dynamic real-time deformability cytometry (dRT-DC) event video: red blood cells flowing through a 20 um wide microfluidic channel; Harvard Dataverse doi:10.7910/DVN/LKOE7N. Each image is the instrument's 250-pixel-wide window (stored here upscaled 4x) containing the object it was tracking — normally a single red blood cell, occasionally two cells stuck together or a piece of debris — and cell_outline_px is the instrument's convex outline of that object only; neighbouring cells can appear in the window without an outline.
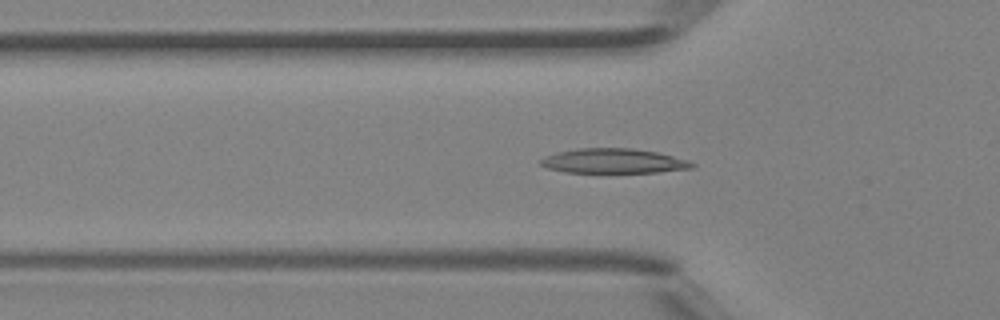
{"species": "Egyptian fruit bat (a non-hibernating species)", "species_latin": "Rousettus aegyptiacus", "temperature_condition": "room temperature", "stored_images_in_passage": 35, "camera_frame_rate_fps": 3000, "um_per_image_px": 0.085, "animal": {"sex": "female"}, "frame": {"image": 1, "passage_image": 11, "time_ms": 3.333, "image_size_px": [1000, 320], "cell_outline_px": [[696, 164], [692, 168], [656, 172], [564, 172], [548, 168], [540, 164], [540, 160], [544, 156], [556, 152], [576, 148], [632, 148], [656, 152], [688, 160]], "centroid_in_image_um": [52.11, 13.67], "position_along_channel_um": 73.7, "area_um2": 21.68}}
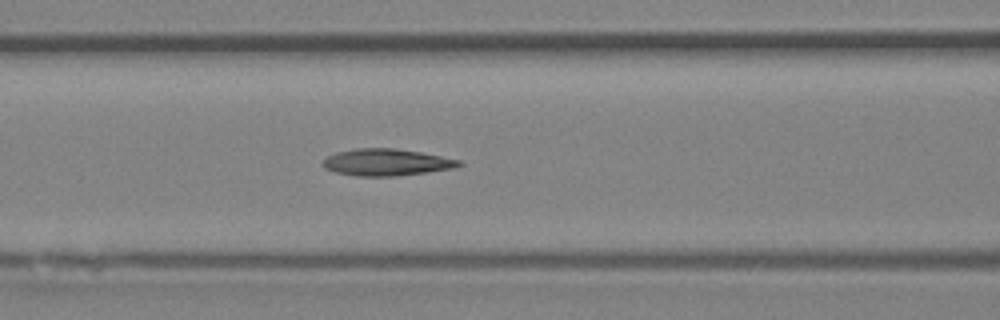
{"frame": {"image": 2, "passage_image": 15, "time_ms": 4.667, "image_size_px": [1000, 320], "cell_outline_px": [[464, 164], [456, 168], [396, 176], [356, 176], [336, 172], [324, 168], [320, 164], [328, 156], [336, 152], [356, 148], [392, 148], [420, 152], [460, 160]], "centroid_in_image_um": [32.84, 13.8], "position_along_channel_um": 133.8, "area_um2": 21.27}}
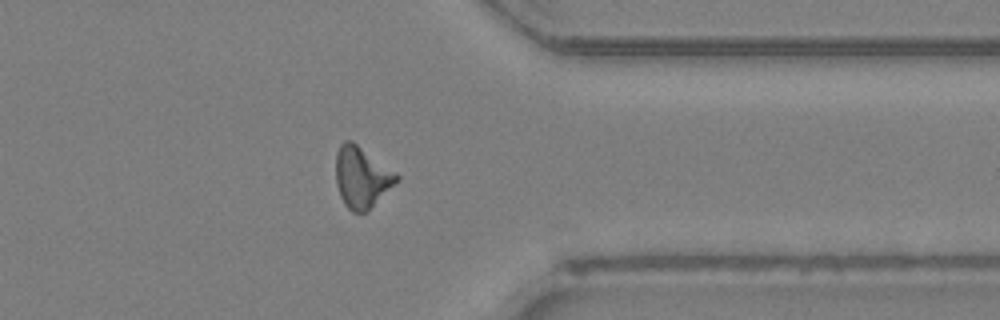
{"frame": {"image": 3, "passage_image": 32, "time_ms": 10.333, "image_size_px": [1000, 320], "cell_outline_px": [[400, 180], [368, 212], [352, 212], [344, 204], [340, 196], [336, 184], [336, 152], [340, 144], [344, 140], [352, 140], [396, 172], [400, 176]], "centroid_in_image_um": [30.76, 15.07], "position_along_channel_um": 380.6, "area_um2": 22.02}, "authors_computed_cell_mechanics": {"area_um2": 21.0392, "velocity_mm_per_s": 4.503, "shape_relaxation_time_tau1_ms": 6.2601, "shape_relaxation_time_tau2_ms": 9.6703, "deformation_change_tau1": 0.2115, "deformation_change_tau2": 0.1803}}